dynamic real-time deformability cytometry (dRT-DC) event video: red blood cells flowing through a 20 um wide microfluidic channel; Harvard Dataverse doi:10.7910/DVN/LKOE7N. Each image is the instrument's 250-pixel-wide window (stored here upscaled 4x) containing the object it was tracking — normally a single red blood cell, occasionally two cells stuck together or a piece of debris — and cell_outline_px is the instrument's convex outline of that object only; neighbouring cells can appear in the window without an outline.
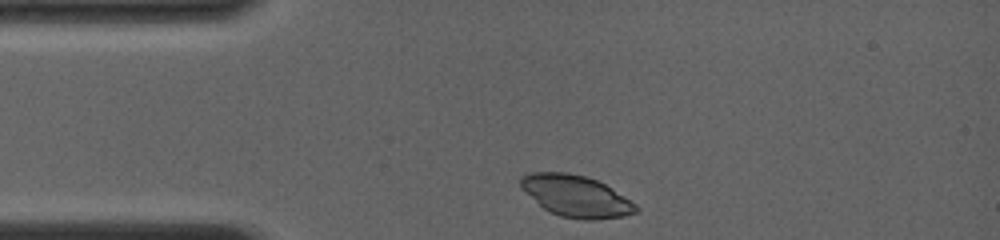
{"species": "common noctule bat (a hibernating species)", "species_latin": "Nyctalus noctula", "temperature_condition": "room temperature", "stored_images_in_passage": 4, "camera_frame_rate_fps": 4000, "um_per_image_px": 0.085, "animal": {"sex": "female", "body_mass_g": 19.0, "forearm_length_mm": 56.7}, "frame": {"image": 1, "passage_image": 1, "time_ms": 0.0, "image_size_px": [1000, 240], "cell_outline_px": [[640, 212], [624, 216], [596, 220], [584, 220], [560, 216], [548, 212], [520, 188], [520, 176], [528, 172], [568, 172], [584, 176], [596, 180], [604, 184], [636, 204], [640, 208]], "centroid_in_image_um": [48.94, 16.67], "position_along_channel_um": 36.1, "area_um2": 28.09}}
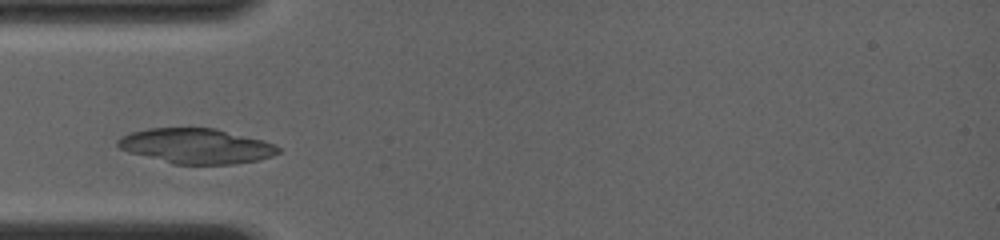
{"frame": {"image": 2, "passage_image": 3, "time_ms": 1.5, "image_size_px": [1000, 240], "cell_outline_px": [[280, 152], [272, 156], [256, 160], [232, 164], [172, 164], [128, 152], [120, 148], [116, 144], [116, 140], [120, 136], [132, 132], [148, 128], [216, 128], [264, 140], [280, 148]], "centroid_in_image_um": [16.65, 12.41], "position_along_channel_um": 68.3, "area_um2": 32.83}}
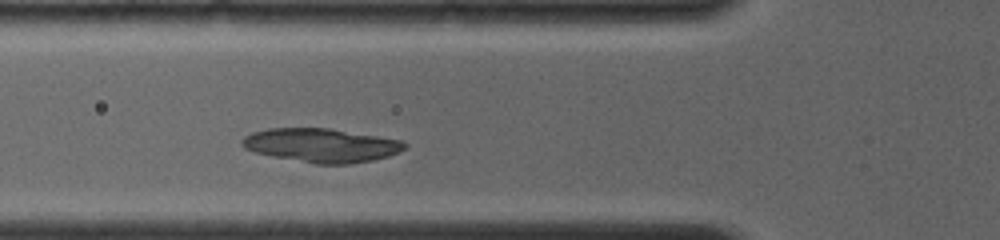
{"frame": {"image": 3, "passage_image": 4, "time_ms": 2.25, "image_size_px": [1000, 240], "cell_outline_px": [[408, 144], [404, 148], [388, 156], [372, 160], [348, 164], [316, 164], [272, 156], [256, 152], [244, 148], [240, 144], [240, 140], [244, 136], [252, 132], [268, 128], [328, 128], [400, 140]], "centroid_in_image_um": [27.25, 12.35], "position_along_channel_um": 98.5, "area_um2": 31.79}}